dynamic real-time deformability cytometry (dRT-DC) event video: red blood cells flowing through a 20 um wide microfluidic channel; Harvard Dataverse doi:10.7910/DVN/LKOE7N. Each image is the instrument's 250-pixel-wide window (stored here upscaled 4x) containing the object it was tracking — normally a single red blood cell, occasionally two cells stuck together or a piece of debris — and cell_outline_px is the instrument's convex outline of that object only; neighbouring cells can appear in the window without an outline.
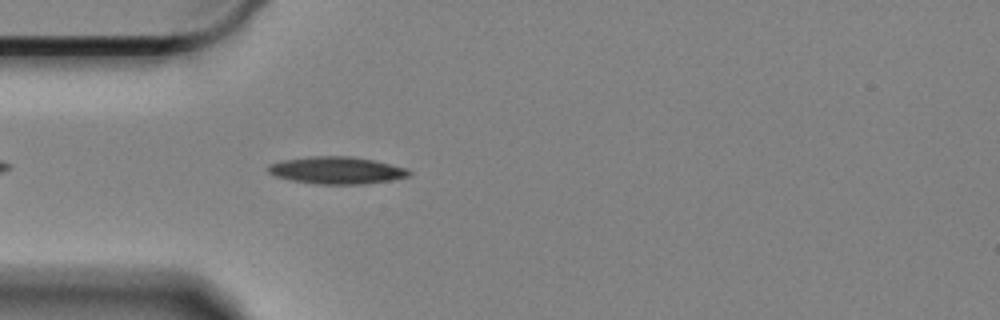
{"species": "Egyptian fruit bat (a non-hibernating species)", "species_latin": "Rousettus aegyptiacus", "temperature_condition": "cold", "stored_images_in_passage": 24, "camera_frame_rate_fps": 3000, "um_per_image_px": 0.085, "animal": {"sex": "female"}, "frame": {"image": 1, "passage_image": 5, "time_ms": 1.333, "image_size_px": [1000, 320], "cell_outline_px": [[412, 172], [408, 176], [388, 180], [360, 184], [320, 184], [292, 180], [276, 176], [268, 172], [268, 164], [280, 160], [308, 156], [352, 156], [376, 160], [408, 168]], "centroid_in_image_um": [28.61, 14.45], "position_along_channel_um": 56.4, "area_um2": 22.37}}
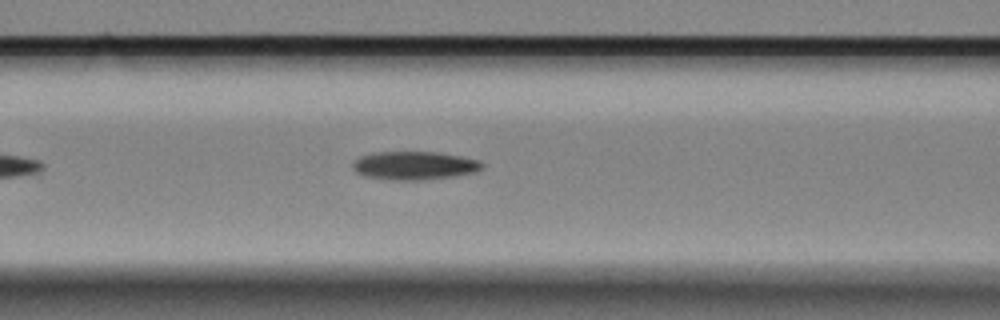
{"frame": {"image": 2, "passage_image": 12, "time_ms": 3.667, "image_size_px": [1000, 320], "cell_outline_px": [[484, 168], [476, 172], [452, 176], [420, 180], [396, 180], [364, 176], [356, 172], [352, 168], [352, 164], [360, 156], [372, 152], [436, 152], [460, 156], [480, 160], [484, 164]], "centroid_in_image_um": [35.23, 14.06], "position_along_channel_um": 131.4, "area_um2": 21.39}}
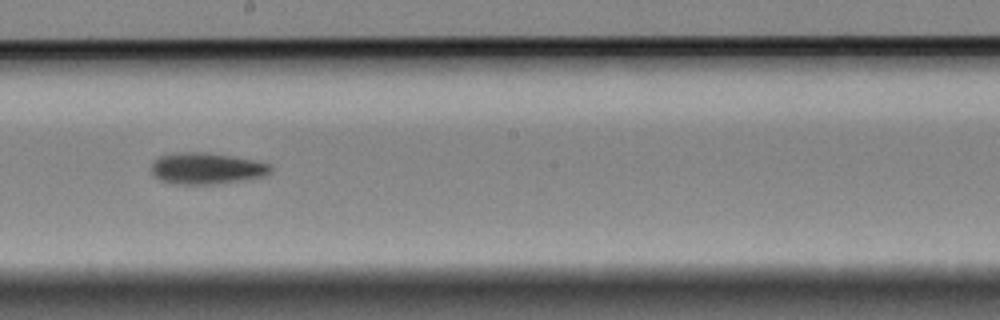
{"frame": {"image": 3, "passage_image": 21, "time_ms": 6.667, "image_size_px": [1000, 320], "cell_outline_px": [[272, 168], [268, 172], [260, 176], [240, 180], [208, 184], [176, 184], [160, 180], [152, 172], [152, 164], [160, 156], [172, 152], [208, 152], [256, 160], [272, 164]], "centroid_in_image_um": [17.53, 14.29], "position_along_channel_um": 230.7, "area_um2": 21.56}}